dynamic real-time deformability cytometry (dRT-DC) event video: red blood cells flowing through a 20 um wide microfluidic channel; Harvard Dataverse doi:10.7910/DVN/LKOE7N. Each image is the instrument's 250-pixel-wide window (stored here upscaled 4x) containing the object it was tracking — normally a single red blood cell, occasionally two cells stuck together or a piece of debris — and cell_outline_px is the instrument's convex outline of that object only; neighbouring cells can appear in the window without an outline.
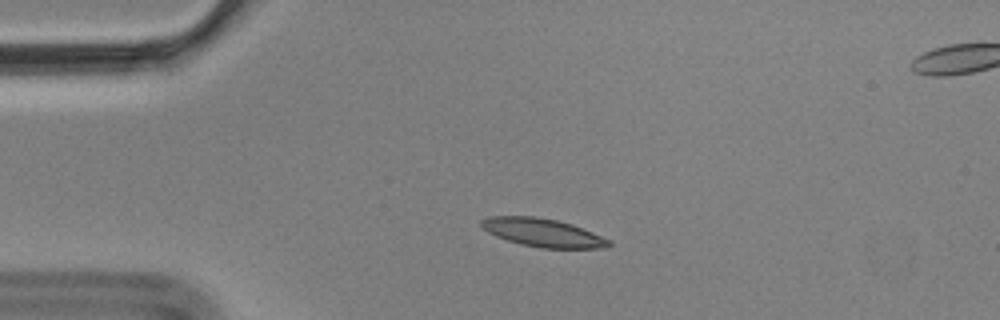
{"species": "Egyptian fruit bat (a non-hibernating species)", "species_latin": "Rousettus aegyptiacus", "temperature_condition": "cold", "stored_images_in_passage": 4, "camera_frame_rate_fps": 3000, "um_per_image_px": 0.085, "animal": {"sex": "male"}, "frame": {"image": 1, "passage_image": 3, "time_ms": 0.667, "image_size_px": [1000, 320], "cell_outline_px": [[612, 244], [608, 248], [540, 248], [520, 244], [496, 236], [488, 232], [480, 224], [480, 220], [488, 216], [536, 216], [556, 220], [572, 224], [612, 240]], "centroid_in_image_um": [46.16, 19.77], "position_along_channel_um": 38.8, "area_um2": 21.1}}